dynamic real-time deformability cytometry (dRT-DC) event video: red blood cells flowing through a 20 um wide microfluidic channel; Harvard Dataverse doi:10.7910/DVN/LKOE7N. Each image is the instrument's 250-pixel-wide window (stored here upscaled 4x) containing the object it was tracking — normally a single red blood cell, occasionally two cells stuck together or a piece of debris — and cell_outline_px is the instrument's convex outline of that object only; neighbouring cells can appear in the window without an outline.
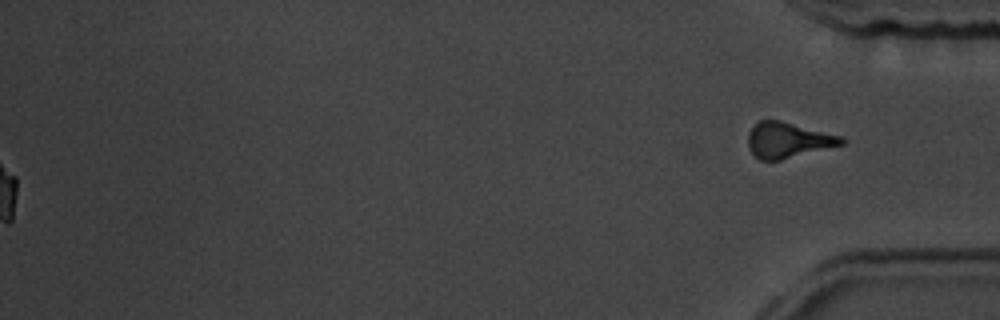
{"species": "common noctule bat (a hibernating species)", "species_latin": "Nyctalus noctula", "temperature_condition": "room temperature", "stored_images_in_passage": 55, "segment_of_instrument_passage": [2, 2], "camera_frame_rate_fps": 3000, "um_per_image_px": 0.085, "animal": {"sex": "male", "body_mass_g": 19.5, "forearm_length_mm": 54.6}, "frame": {"image": 1, "passage_image": 55, "time_ms": 18.0, "image_size_px": [1000, 320], "cell_outline_px": [[848, 140], [844, 144], [780, 160], [760, 160], [748, 148], [748, 132], [760, 120], [780, 120], [844, 136]], "centroid_in_image_um": [67.02, 11.9], "position_along_channel_um": 368.2, "area_um2": 19.42}}